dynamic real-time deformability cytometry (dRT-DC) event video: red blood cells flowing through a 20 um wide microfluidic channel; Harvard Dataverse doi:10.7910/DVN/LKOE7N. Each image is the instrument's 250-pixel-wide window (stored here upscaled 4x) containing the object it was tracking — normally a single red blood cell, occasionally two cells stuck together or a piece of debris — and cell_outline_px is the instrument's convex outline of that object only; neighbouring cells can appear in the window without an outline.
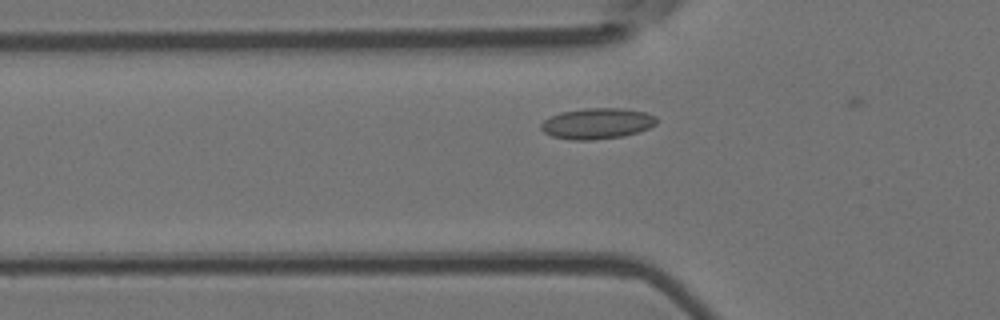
{"species": "Egyptian fruit bat (a non-hibernating species)", "species_latin": "Rousettus aegyptiacus", "temperature_condition": "room temperature", "stored_images_in_passage": 4, "camera_frame_rate_fps": 3000, "um_per_image_px": 0.085, "animal": {"sex": "female"}, "frame": {"image": 1, "passage_image": 2, "time_ms": 0.333, "image_size_px": [1000, 320], "cell_outline_px": [[656, 124], [648, 128], [624, 136], [592, 140], [572, 140], [552, 136], [544, 132], [540, 128], [540, 124], [544, 120], [560, 112], [584, 108], [620, 108], [644, 112], [656, 116]], "centroid_in_image_um": [50.73, 10.5], "position_along_channel_um": 75.1, "area_um2": 20.69}}